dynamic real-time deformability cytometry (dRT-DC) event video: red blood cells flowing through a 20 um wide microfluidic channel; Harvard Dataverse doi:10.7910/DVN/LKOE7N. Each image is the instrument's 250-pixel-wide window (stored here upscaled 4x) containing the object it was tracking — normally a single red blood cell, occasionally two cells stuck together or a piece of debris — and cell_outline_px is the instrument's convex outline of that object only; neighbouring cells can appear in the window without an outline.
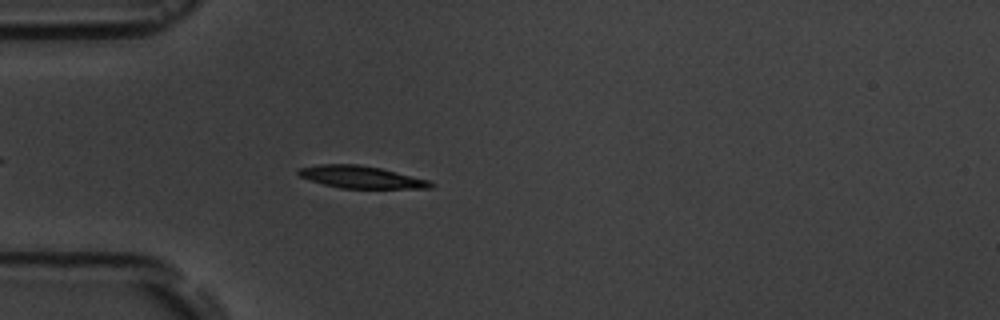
{"species": "common noctule bat (a hibernating species)", "species_latin": "Nyctalus noctula", "temperature_condition": "room temperature", "stored_images_in_passage": 5, "camera_frame_rate_fps": 3000, "um_per_image_px": 0.085, "animal": {"sex": "male", "body_mass_g": 19.5, "forearm_length_mm": 54.6}, "frame": {"image": 1, "passage_image": 5, "time_ms": 4.667, "image_size_px": [1000, 320], "cell_outline_px": [[436, 184], [432, 188], [340, 188], [324, 184], [300, 176], [296, 172], [300, 168], [320, 164], [360, 164], [380, 168], [428, 180]], "centroid_in_image_um": [30.71, 15.05], "position_along_channel_um": 54.3, "area_um2": 16.94}}